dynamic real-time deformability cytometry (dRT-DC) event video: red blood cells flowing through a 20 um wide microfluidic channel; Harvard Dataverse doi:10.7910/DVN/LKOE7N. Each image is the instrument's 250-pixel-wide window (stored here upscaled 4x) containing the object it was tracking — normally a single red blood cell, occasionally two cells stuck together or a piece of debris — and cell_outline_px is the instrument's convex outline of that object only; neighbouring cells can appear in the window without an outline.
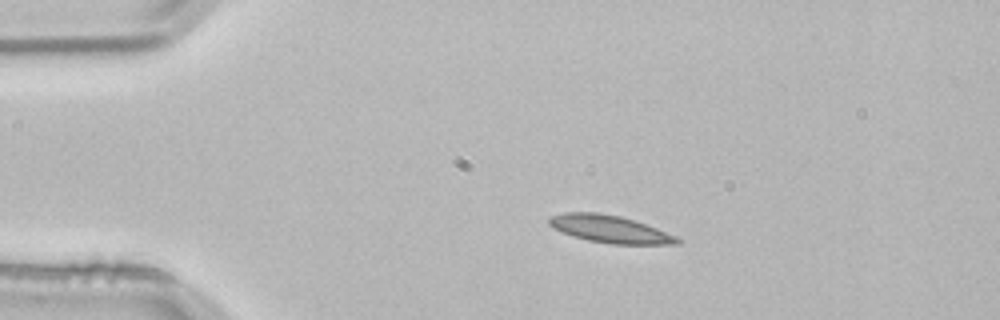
{"species": "common noctule bat (a hibernating species)", "species_latin": "Nyctalus noctula", "temperature_condition": "room temperature", "stored_images_in_passage": 1, "camera_frame_rate_fps": 3000, "um_per_image_px": 0.085, "animal": {"sex": "male", "body_mass_g": 21.5, "forearm_length_mm": 52.0}, "frame": {"image": 1, "passage_image": 1, "time_ms": 0.0, "image_size_px": [1000, 320], "cell_outline_px": [[684, 240], [680, 244], [612, 244], [588, 240], [572, 236], [552, 228], [548, 224], [548, 220], [552, 216], [564, 212], [596, 212], [620, 216], [656, 228], [676, 236]], "centroid_in_image_um": [51.83, 19.48], "position_along_channel_um": 33.2, "area_um2": 20.4}}